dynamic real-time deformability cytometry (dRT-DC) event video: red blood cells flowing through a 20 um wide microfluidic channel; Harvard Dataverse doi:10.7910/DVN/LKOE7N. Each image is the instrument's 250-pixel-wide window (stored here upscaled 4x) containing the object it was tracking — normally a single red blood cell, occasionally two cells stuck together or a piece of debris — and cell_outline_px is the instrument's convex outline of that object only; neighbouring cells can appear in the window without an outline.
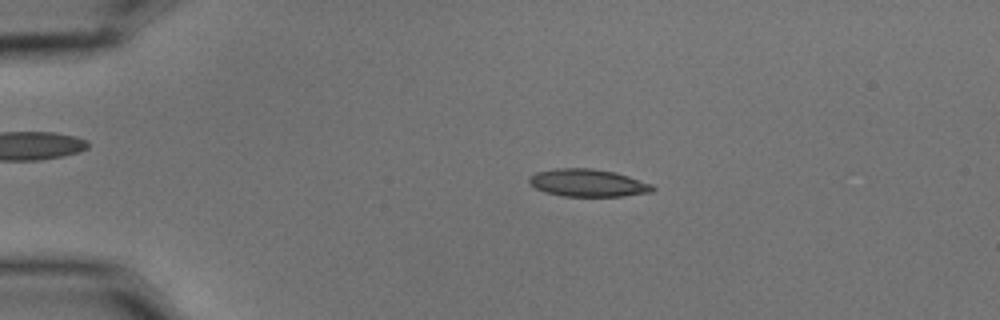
{"species": "common noctule bat (a hibernating species)", "species_latin": "Nyctalus noctula", "temperature_condition": "cold", "stored_images_in_passage": 6, "camera_frame_rate_fps": 3000, "um_per_image_px": 0.085, "animal": {"sex": "male", "body_mass_g": 15.6}, "frame": {"image": 1, "passage_image": 2, "time_ms": 0.333, "image_size_px": [1000, 320], "cell_outline_px": [[656, 188], [652, 192], [624, 196], [564, 196], [544, 192], [536, 188], [528, 180], [528, 176], [536, 172], [556, 168], [592, 168], [616, 172], [652, 184]], "centroid_in_image_um": [49.98, 15.54], "position_along_channel_um": 35.0, "area_um2": 19.88}}
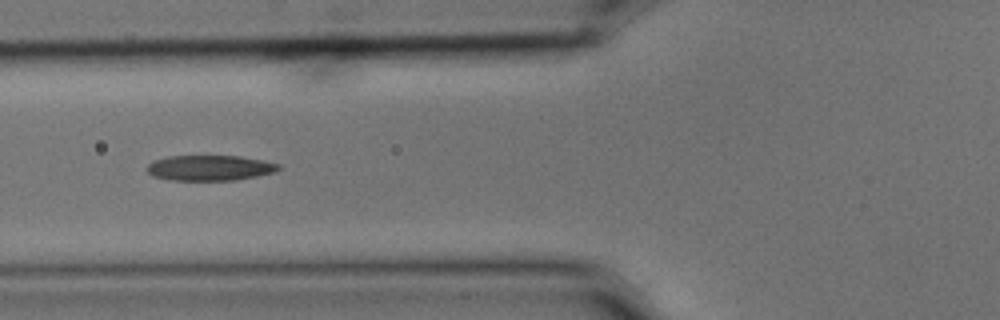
{"frame": {"image": 2, "passage_image": 4, "time_ms": 1.0, "image_size_px": [1000, 320], "cell_outline_px": [[280, 168], [276, 172], [236, 180], [168, 180], [152, 176], [144, 168], [148, 164], [156, 160], [168, 156], [240, 156], [264, 160], [280, 164]], "centroid_in_image_um": [17.83, 14.27], "position_along_channel_um": 108.0, "area_um2": 19.59}}
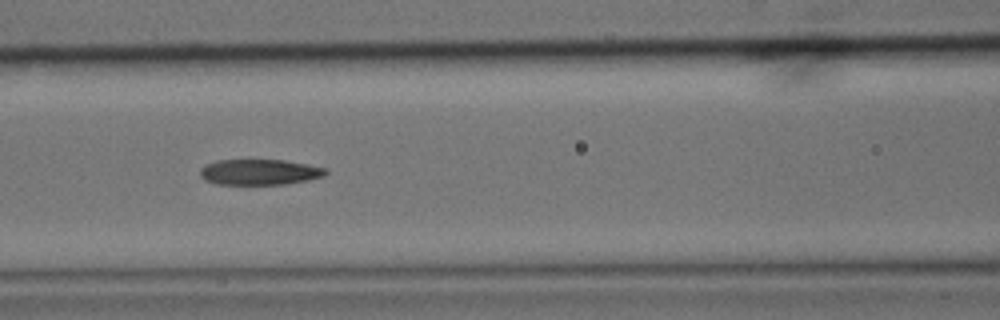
{"frame": {"image": 3, "passage_image": 5, "time_ms": 1.333, "image_size_px": [1000, 320], "cell_outline_px": [[328, 172], [324, 176], [308, 180], [284, 184], [216, 184], [204, 180], [200, 176], [200, 168], [216, 160], [284, 160], [308, 164], [328, 168]], "centroid_in_image_um": [22.08, 14.62], "position_along_channel_um": 144.5, "area_um2": 18.84}}